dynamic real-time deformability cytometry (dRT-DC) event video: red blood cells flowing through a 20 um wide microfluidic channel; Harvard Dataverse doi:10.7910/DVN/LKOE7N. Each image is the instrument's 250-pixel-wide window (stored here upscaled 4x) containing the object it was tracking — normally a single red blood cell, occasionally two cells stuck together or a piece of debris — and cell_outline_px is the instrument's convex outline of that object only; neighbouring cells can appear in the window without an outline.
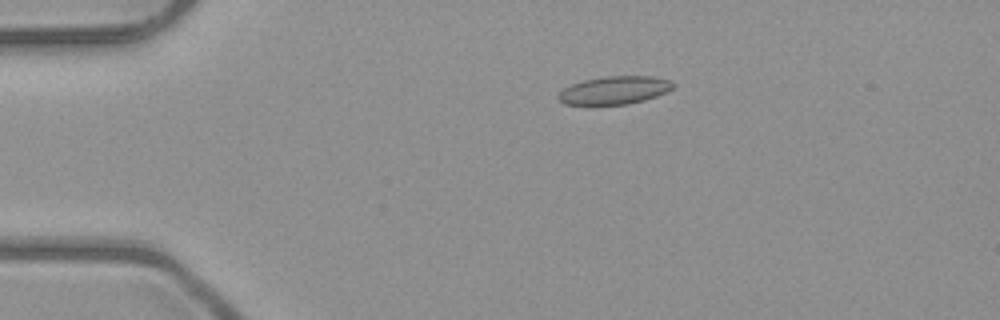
{"species": "common noctule bat (a hibernating species)", "species_latin": "Nyctalus noctula", "temperature_condition": "room temperature", "stored_images_in_passage": 5, "camera_frame_rate_fps": 3000, "um_per_image_px": 0.085, "animal": {"sex": "male", "body_mass_g": 23.1, "forearm_length_mm": 52.7}, "frame": {"image": 1, "passage_image": 2, "time_ms": 1.0, "image_size_px": [1000, 320], "cell_outline_px": [[676, 84], [668, 92], [644, 100], [628, 104], [564, 104], [556, 96], [564, 88], [572, 84], [584, 80], [604, 76], [652, 76], [668, 80]], "centroid_in_image_um": [52.24, 7.66], "position_along_channel_um": 32.8, "area_um2": 18.61}}
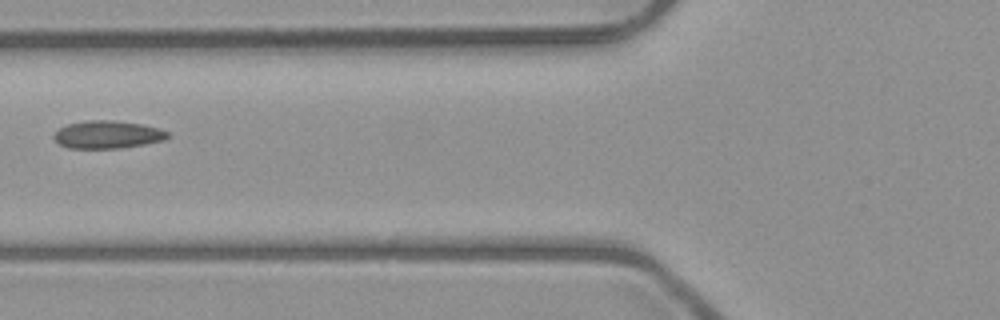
{"frame": {"image": 2, "passage_image": 4, "time_ms": 4.333, "image_size_px": [1000, 320], "cell_outline_px": [[168, 136], [164, 140], [144, 144], [120, 148], [68, 148], [60, 144], [52, 136], [60, 128], [68, 124], [88, 120], [112, 120], [140, 124], [156, 128], [168, 132]], "centroid_in_image_um": [9.11, 11.44], "position_along_channel_um": 116.7, "area_um2": 18.09}}
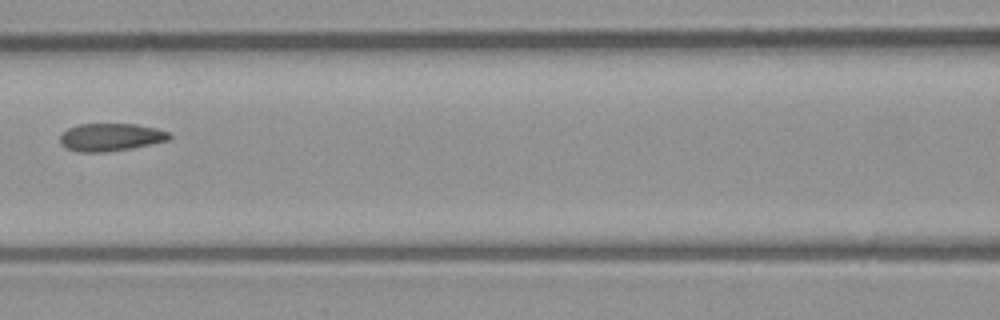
{"frame": {"image": 3, "passage_image": 5, "time_ms": 5.333, "image_size_px": [1000, 320], "cell_outline_px": [[172, 136], [168, 140], [132, 148], [104, 152], [80, 152], [64, 148], [60, 144], [60, 136], [68, 128], [76, 124], [136, 124], [156, 128], [168, 132]], "centroid_in_image_um": [9.37, 11.66], "position_along_channel_um": 157.2, "area_um2": 17.69}}